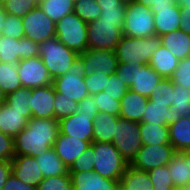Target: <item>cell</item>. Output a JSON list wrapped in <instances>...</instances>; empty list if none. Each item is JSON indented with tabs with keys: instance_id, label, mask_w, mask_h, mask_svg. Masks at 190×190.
<instances>
[{
	"instance_id": "1",
	"label": "cell",
	"mask_w": 190,
	"mask_h": 190,
	"mask_svg": "<svg viewBox=\"0 0 190 190\" xmlns=\"http://www.w3.org/2000/svg\"><path fill=\"white\" fill-rule=\"evenodd\" d=\"M59 132L58 120L32 117L27 126L14 137V155H40L53 148Z\"/></svg>"
},
{
	"instance_id": "2",
	"label": "cell",
	"mask_w": 190,
	"mask_h": 190,
	"mask_svg": "<svg viewBox=\"0 0 190 190\" xmlns=\"http://www.w3.org/2000/svg\"><path fill=\"white\" fill-rule=\"evenodd\" d=\"M160 46V38L156 34L146 38L123 35L115 50L118 63L149 64L151 56Z\"/></svg>"
},
{
	"instance_id": "3",
	"label": "cell",
	"mask_w": 190,
	"mask_h": 190,
	"mask_svg": "<svg viewBox=\"0 0 190 190\" xmlns=\"http://www.w3.org/2000/svg\"><path fill=\"white\" fill-rule=\"evenodd\" d=\"M39 57L54 80L67 73L79 54L67 48L55 36L40 44Z\"/></svg>"
},
{
	"instance_id": "4",
	"label": "cell",
	"mask_w": 190,
	"mask_h": 190,
	"mask_svg": "<svg viewBox=\"0 0 190 190\" xmlns=\"http://www.w3.org/2000/svg\"><path fill=\"white\" fill-rule=\"evenodd\" d=\"M94 151V172L104 178L119 181L129 164L112 143L92 142Z\"/></svg>"
},
{
	"instance_id": "5",
	"label": "cell",
	"mask_w": 190,
	"mask_h": 190,
	"mask_svg": "<svg viewBox=\"0 0 190 190\" xmlns=\"http://www.w3.org/2000/svg\"><path fill=\"white\" fill-rule=\"evenodd\" d=\"M88 24L74 12L56 22V38L78 54L88 50Z\"/></svg>"
},
{
	"instance_id": "6",
	"label": "cell",
	"mask_w": 190,
	"mask_h": 190,
	"mask_svg": "<svg viewBox=\"0 0 190 190\" xmlns=\"http://www.w3.org/2000/svg\"><path fill=\"white\" fill-rule=\"evenodd\" d=\"M154 13L135 0L126 2L123 35L146 38L155 34Z\"/></svg>"
},
{
	"instance_id": "7",
	"label": "cell",
	"mask_w": 190,
	"mask_h": 190,
	"mask_svg": "<svg viewBox=\"0 0 190 190\" xmlns=\"http://www.w3.org/2000/svg\"><path fill=\"white\" fill-rule=\"evenodd\" d=\"M115 126L111 143L120 152L125 161L130 164L142 148L139 122L129 121L119 117Z\"/></svg>"
},
{
	"instance_id": "8",
	"label": "cell",
	"mask_w": 190,
	"mask_h": 190,
	"mask_svg": "<svg viewBox=\"0 0 190 190\" xmlns=\"http://www.w3.org/2000/svg\"><path fill=\"white\" fill-rule=\"evenodd\" d=\"M84 64L78 57L66 74L61 75L53 80L56 93L63 94L64 97L80 102L87 97L88 89L84 82Z\"/></svg>"
},
{
	"instance_id": "9",
	"label": "cell",
	"mask_w": 190,
	"mask_h": 190,
	"mask_svg": "<svg viewBox=\"0 0 190 190\" xmlns=\"http://www.w3.org/2000/svg\"><path fill=\"white\" fill-rule=\"evenodd\" d=\"M88 50L90 49H113L123 37V26L120 23L104 22L96 19L88 23Z\"/></svg>"
},
{
	"instance_id": "10",
	"label": "cell",
	"mask_w": 190,
	"mask_h": 190,
	"mask_svg": "<svg viewBox=\"0 0 190 190\" xmlns=\"http://www.w3.org/2000/svg\"><path fill=\"white\" fill-rule=\"evenodd\" d=\"M24 37L36 43H43L56 36V23L44 11L36 7L22 18Z\"/></svg>"
},
{
	"instance_id": "11",
	"label": "cell",
	"mask_w": 190,
	"mask_h": 190,
	"mask_svg": "<svg viewBox=\"0 0 190 190\" xmlns=\"http://www.w3.org/2000/svg\"><path fill=\"white\" fill-rule=\"evenodd\" d=\"M177 152L172 144L142 145L137 156L129 164L130 167L146 171L167 165Z\"/></svg>"
},
{
	"instance_id": "12",
	"label": "cell",
	"mask_w": 190,
	"mask_h": 190,
	"mask_svg": "<svg viewBox=\"0 0 190 190\" xmlns=\"http://www.w3.org/2000/svg\"><path fill=\"white\" fill-rule=\"evenodd\" d=\"M17 68L22 87L33 89L53 84V79L39 56L20 60Z\"/></svg>"
},
{
	"instance_id": "13",
	"label": "cell",
	"mask_w": 190,
	"mask_h": 190,
	"mask_svg": "<svg viewBox=\"0 0 190 190\" xmlns=\"http://www.w3.org/2000/svg\"><path fill=\"white\" fill-rule=\"evenodd\" d=\"M79 57L85 67L84 76L96 72L113 74L118 66L117 54L113 49H90L79 54Z\"/></svg>"
},
{
	"instance_id": "14",
	"label": "cell",
	"mask_w": 190,
	"mask_h": 190,
	"mask_svg": "<svg viewBox=\"0 0 190 190\" xmlns=\"http://www.w3.org/2000/svg\"><path fill=\"white\" fill-rule=\"evenodd\" d=\"M95 116L73 114L59 120L61 134L72 138L93 142Z\"/></svg>"
},
{
	"instance_id": "15",
	"label": "cell",
	"mask_w": 190,
	"mask_h": 190,
	"mask_svg": "<svg viewBox=\"0 0 190 190\" xmlns=\"http://www.w3.org/2000/svg\"><path fill=\"white\" fill-rule=\"evenodd\" d=\"M55 97L56 90L53 84L33 88L32 98H30V110L32 112V117L54 119Z\"/></svg>"
},
{
	"instance_id": "16",
	"label": "cell",
	"mask_w": 190,
	"mask_h": 190,
	"mask_svg": "<svg viewBox=\"0 0 190 190\" xmlns=\"http://www.w3.org/2000/svg\"><path fill=\"white\" fill-rule=\"evenodd\" d=\"M32 118V112L18 111L6 102L0 104V131L11 137H15L28 124Z\"/></svg>"
},
{
	"instance_id": "17",
	"label": "cell",
	"mask_w": 190,
	"mask_h": 190,
	"mask_svg": "<svg viewBox=\"0 0 190 190\" xmlns=\"http://www.w3.org/2000/svg\"><path fill=\"white\" fill-rule=\"evenodd\" d=\"M12 174L21 182L34 187L44 178L36 159L27 155L13 157Z\"/></svg>"
},
{
	"instance_id": "18",
	"label": "cell",
	"mask_w": 190,
	"mask_h": 190,
	"mask_svg": "<svg viewBox=\"0 0 190 190\" xmlns=\"http://www.w3.org/2000/svg\"><path fill=\"white\" fill-rule=\"evenodd\" d=\"M72 190H116L119 181L102 177L93 172H69Z\"/></svg>"
},
{
	"instance_id": "19",
	"label": "cell",
	"mask_w": 190,
	"mask_h": 190,
	"mask_svg": "<svg viewBox=\"0 0 190 190\" xmlns=\"http://www.w3.org/2000/svg\"><path fill=\"white\" fill-rule=\"evenodd\" d=\"M90 145L89 141L72 138L59 132L53 149L62 162L69 168Z\"/></svg>"
},
{
	"instance_id": "20",
	"label": "cell",
	"mask_w": 190,
	"mask_h": 190,
	"mask_svg": "<svg viewBox=\"0 0 190 190\" xmlns=\"http://www.w3.org/2000/svg\"><path fill=\"white\" fill-rule=\"evenodd\" d=\"M149 98L128 89L125 96L121 99L119 117L135 122H141L144 111L146 110Z\"/></svg>"
},
{
	"instance_id": "21",
	"label": "cell",
	"mask_w": 190,
	"mask_h": 190,
	"mask_svg": "<svg viewBox=\"0 0 190 190\" xmlns=\"http://www.w3.org/2000/svg\"><path fill=\"white\" fill-rule=\"evenodd\" d=\"M154 22L155 34L159 37L172 31L180 30L181 14L179 5L176 4L174 7L156 8Z\"/></svg>"
},
{
	"instance_id": "22",
	"label": "cell",
	"mask_w": 190,
	"mask_h": 190,
	"mask_svg": "<svg viewBox=\"0 0 190 190\" xmlns=\"http://www.w3.org/2000/svg\"><path fill=\"white\" fill-rule=\"evenodd\" d=\"M161 79L162 77L149 64L141 65L140 68L136 69L135 82L130 87V90L150 98L153 94V89Z\"/></svg>"
},
{
	"instance_id": "23",
	"label": "cell",
	"mask_w": 190,
	"mask_h": 190,
	"mask_svg": "<svg viewBox=\"0 0 190 190\" xmlns=\"http://www.w3.org/2000/svg\"><path fill=\"white\" fill-rule=\"evenodd\" d=\"M179 119V114L172 112L166 104L154 103L150 99L147 102L142 121L140 123H150L160 126H169Z\"/></svg>"
},
{
	"instance_id": "24",
	"label": "cell",
	"mask_w": 190,
	"mask_h": 190,
	"mask_svg": "<svg viewBox=\"0 0 190 190\" xmlns=\"http://www.w3.org/2000/svg\"><path fill=\"white\" fill-rule=\"evenodd\" d=\"M161 45L166 47L179 60L190 57V35L181 30L160 36Z\"/></svg>"
},
{
	"instance_id": "25",
	"label": "cell",
	"mask_w": 190,
	"mask_h": 190,
	"mask_svg": "<svg viewBox=\"0 0 190 190\" xmlns=\"http://www.w3.org/2000/svg\"><path fill=\"white\" fill-rule=\"evenodd\" d=\"M44 178L66 175L69 168L57 156L55 150L50 148L34 157Z\"/></svg>"
},
{
	"instance_id": "26",
	"label": "cell",
	"mask_w": 190,
	"mask_h": 190,
	"mask_svg": "<svg viewBox=\"0 0 190 190\" xmlns=\"http://www.w3.org/2000/svg\"><path fill=\"white\" fill-rule=\"evenodd\" d=\"M177 59L166 47L161 45L151 56L149 65L162 77L171 78L179 64Z\"/></svg>"
},
{
	"instance_id": "27",
	"label": "cell",
	"mask_w": 190,
	"mask_h": 190,
	"mask_svg": "<svg viewBox=\"0 0 190 190\" xmlns=\"http://www.w3.org/2000/svg\"><path fill=\"white\" fill-rule=\"evenodd\" d=\"M168 127L169 140L175 151L190 150V117L179 118Z\"/></svg>"
},
{
	"instance_id": "28",
	"label": "cell",
	"mask_w": 190,
	"mask_h": 190,
	"mask_svg": "<svg viewBox=\"0 0 190 190\" xmlns=\"http://www.w3.org/2000/svg\"><path fill=\"white\" fill-rule=\"evenodd\" d=\"M119 116L99 112L94 119L93 142L111 143Z\"/></svg>"
},
{
	"instance_id": "29",
	"label": "cell",
	"mask_w": 190,
	"mask_h": 190,
	"mask_svg": "<svg viewBox=\"0 0 190 190\" xmlns=\"http://www.w3.org/2000/svg\"><path fill=\"white\" fill-rule=\"evenodd\" d=\"M119 187L123 190H153L148 172L136 170L130 166L119 180Z\"/></svg>"
},
{
	"instance_id": "30",
	"label": "cell",
	"mask_w": 190,
	"mask_h": 190,
	"mask_svg": "<svg viewBox=\"0 0 190 190\" xmlns=\"http://www.w3.org/2000/svg\"><path fill=\"white\" fill-rule=\"evenodd\" d=\"M142 145L170 144L169 127L150 123H139Z\"/></svg>"
},
{
	"instance_id": "31",
	"label": "cell",
	"mask_w": 190,
	"mask_h": 190,
	"mask_svg": "<svg viewBox=\"0 0 190 190\" xmlns=\"http://www.w3.org/2000/svg\"><path fill=\"white\" fill-rule=\"evenodd\" d=\"M169 177L171 178L176 189H181L190 181V168L186 164L185 158L177 152L167 164Z\"/></svg>"
},
{
	"instance_id": "32",
	"label": "cell",
	"mask_w": 190,
	"mask_h": 190,
	"mask_svg": "<svg viewBox=\"0 0 190 190\" xmlns=\"http://www.w3.org/2000/svg\"><path fill=\"white\" fill-rule=\"evenodd\" d=\"M22 60V38L0 35V62L18 64Z\"/></svg>"
},
{
	"instance_id": "33",
	"label": "cell",
	"mask_w": 190,
	"mask_h": 190,
	"mask_svg": "<svg viewBox=\"0 0 190 190\" xmlns=\"http://www.w3.org/2000/svg\"><path fill=\"white\" fill-rule=\"evenodd\" d=\"M38 7L55 23L74 12V3L71 0H43L38 3Z\"/></svg>"
},
{
	"instance_id": "34",
	"label": "cell",
	"mask_w": 190,
	"mask_h": 190,
	"mask_svg": "<svg viewBox=\"0 0 190 190\" xmlns=\"http://www.w3.org/2000/svg\"><path fill=\"white\" fill-rule=\"evenodd\" d=\"M22 87L17 64L0 62V88L6 95Z\"/></svg>"
},
{
	"instance_id": "35",
	"label": "cell",
	"mask_w": 190,
	"mask_h": 190,
	"mask_svg": "<svg viewBox=\"0 0 190 190\" xmlns=\"http://www.w3.org/2000/svg\"><path fill=\"white\" fill-rule=\"evenodd\" d=\"M179 118L190 117V89L174 85L173 103L169 107Z\"/></svg>"
},
{
	"instance_id": "36",
	"label": "cell",
	"mask_w": 190,
	"mask_h": 190,
	"mask_svg": "<svg viewBox=\"0 0 190 190\" xmlns=\"http://www.w3.org/2000/svg\"><path fill=\"white\" fill-rule=\"evenodd\" d=\"M174 83L170 78H162L153 89V94L149 98L154 103L166 104L170 107L173 103Z\"/></svg>"
},
{
	"instance_id": "37",
	"label": "cell",
	"mask_w": 190,
	"mask_h": 190,
	"mask_svg": "<svg viewBox=\"0 0 190 190\" xmlns=\"http://www.w3.org/2000/svg\"><path fill=\"white\" fill-rule=\"evenodd\" d=\"M30 98H32V89L20 87L16 91L6 95V103L18 111L31 112Z\"/></svg>"
},
{
	"instance_id": "38",
	"label": "cell",
	"mask_w": 190,
	"mask_h": 190,
	"mask_svg": "<svg viewBox=\"0 0 190 190\" xmlns=\"http://www.w3.org/2000/svg\"><path fill=\"white\" fill-rule=\"evenodd\" d=\"M101 11L95 0H80L74 3V13L87 24L98 19Z\"/></svg>"
},
{
	"instance_id": "39",
	"label": "cell",
	"mask_w": 190,
	"mask_h": 190,
	"mask_svg": "<svg viewBox=\"0 0 190 190\" xmlns=\"http://www.w3.org/2000/svg\"><path fill=\"white\" fill-rule=\"evenodd\" d=\"M153 190H176L171 178L169 177L168 166H160L148 171Z\"/></svg>"
},
{
	"instance_id": "40",
	"label": "cell",
	"mask_w": 190,
	"mask_h": 190,
	"mask_svg": "<svg viewBox=\"0 0 190 190\" xmlns=\"http://www.w3.org/2000/svg\"><path fill=\"white\" fill-rule=\"evenodd\" d=\"M7 14L23 18L38 7L36 0H6L2 5Z\"/></svg>"
},
{
	"instance_id": "41",
	"label": "cell",
	"mask_w": 190,
	"mask_h": 190,
	"mask_svg": "<svg viewBox=\"0 0 190 190\" xmlns=\"http://www.w3.org/2000/svg\"><path fill=\"white\" fill-rule=\"evenodd\" d=\"M77 107L78 102L64 97L63 94L56 93L54 100V119L59 121L62 118L75 114Z\"/></svg>"
},
{
	"instance_id": "42",
	"label": "cell",
	"mask_w": 190,
	"mask_h": 190,
	"mask_svg": "<svg viewBox=\"0 0 190 190\" xmlns=\"http://www.w3.org/2000/svg\"><path fill=\"white\" fill-rule=\"evenodd\" d=\"M93 99L96 106L98 107L99 112L119 116L121 107L120 101L114 100L112 96L106 94L103 91L93 95Z\"/></svg>"
},
{
	"instance_id": "43",
	"label": "cell",
	"mask_w": 190,
	"mask_h": 190,
	"mask_svg": "<svg viewBox=\"0 0 190 190\" xmlns=\"http://www.w3.org/2000/svg\"><path fill=\"white\" fill-rule=\"evenodd\" d=\"M37 190H72V181L69 173L66 175L43 178L36 187Z\"/></svg>"
},
{
	"instance_id": "44",
	"label": "cell",
	"mask_w": 190,
	"mask_h": 190,
	"mask_svg": "<svg viewBox=\"0 0 190 190\" xmlns=\"http://www.w3.org/2000/svg\"><path fill=\"white\" fill-rule=\"evenodd\" d=\"M94 151L90 145L69 167V172H93L94 171Z\"/></svg>"
},
{
	"instance_id": "45",
	"label": "cell",
	"mask_w": 190,
	"mask_h": 190,
	"mask_svg": "<svg viewBox=\"0 0 190 190\" xmlns=\"http://www.w3.org/2000/svg\"><path fill=\"white\" fill-rule=\"evenodd\" d=\"M1 35L21 39L24 38V27L21 17L7 14L4 21V29Z\"/></svg>"
},
{
	"instance_id": "46",
	"label": "cell",
	"mask_w": 190,
	"mask_h": 190,
	"mask_svg": "<svg viewBox=\"0 0 190 190\" xmlns=\"http://www.w3.org/2000/svg\"><path fill=\"white\" fill-rule=\"evenodd\" d=\"M170 79L174 85L190 89V57L179 61L177 69Z\"/></svg>"
},
{
	"instance_id": "47",
	"label": "cell",
	"mask_w": 190,
	"mask_h": 190,
	"mask_svg": "<svg viewBox=\"0 0 190 190\" xmlns=\"http://www.w3.org/2000/svg\"><path fill=\"white\" fill-rule=\"evenodd\" d=\"M110 74L96 72L89 76H84V82L88 89L89 95H95L103 91L106 88L107 81Z\"/></svg>"
},
{
	"instance_id": "48",
	"label": "cell",
	"mask_w": 190,
	"mask_h": 190,
	"mask_svg": "<svg viewBox=\"0 0 190 190\" xmlns=\"http://www.w3.org/2000/svg\"><path fill=\"white\" fill-rule=\"evenodd\" d=\"M128 88L123 83V80L113 73L110 74L109 80L107 81L106 88L103 90L106 94L112 96L114 100L121 101V99L127 93Z\"/></svg>"
},
{
	"instance_id": "49",
	"label": "cell",
	"mask_w": 190,
	"mask_h": 190,
	"mask_svg": "<svg viewBox=\"0 0 190 190\" xmlns=\"http://www.w3.org/2000/svg\"><path fill=\"white\" fill-rule=\"evenodd\" d=\"M140 67V64L118 63L115 74L118 76V78L122 79L123 83L128 89H130V87L135 82L136 69Z\"/></svg>"
},
{
	"instance_id": "50",
	"label": "cell",
	"mask_w": 190,
	"mask_h": 190,
	"mask_svg": "<svg viewBox=\"0 0 190 190\" xmlns=\"http://www.w3.org/2000/svg\"><path fill=\"white\" fill-rule=\"evenodd\" d=\"M126 3H122L117 8H110L101 11L99 19L109 23H120L124 27L125 23Z\"/></svg>"
},
{
	"instance_id": "51",
	"label": "cell",
	"mask_w": 190,
	"mask_h": 190,
	"mask_svg": "<svg viewBox=\"0 0 190 190\" xmlns=\"http://www.w3.org/2000/svg\"><path fill=\"white\" fill-rule=\"evenodd\" d=\"M14 138L0 131V160H13Z\"/></svg>"
},
{
	"instance_id": "52",
	"label": "cell",
	"mask_w": 190,
	"mask_h": 190,
	"mask_svg": "<svg viewBox=\"0 0 190 190\" xmlns=\"http://www.w3.org/2000/svg\"><path fill=\"white\" fill-rule=\"evenodd\" d=\"M99 113L98 107L96 106L93 95H88L78 102V107L75 114L86 115V116H96Z\"/></svg>"
},
{
	"instance_id": "53",
	"label": "cell",
	"mask_w": 190,
	"mask_h": 190,
	"mask_svg": "<svg viewBox=\"0 0 190 190\" xmlns=\"http://www.w3.org/2000/svg\"><path fill=\"white\" fill-rule=\"evenodd\" d=\"M40 44L30 39L22 38V60L39 56Z\"/></svg>"
},
{
	"instance_id": "54",
	"label": "cell",
	"mask_w": 190,
	"mask_h": 190,
	"mask_svg": "<svg viewBox=\"0 0 190 190\" xmlns=\"http://www.w3.org/2000/svg\"><path fill=\"white\" fill-rule=\"evenodd\" d=\"M139 4L150 8L153 13H156V8L174 7L177 0H135Z\"/></svg>"
},
{
	"instance_id": "55",
	"label": "cell",
	"mask_w": 190,
	"mask_h": 190,
	"mask_svg": "<svg viewBox=\"0 0 190 190\" xmlns=\"http://www.w3.org/2000/svg\"><path fill=\"white\" fill-rule=\"evenodd\" d=\"M3 190H37V188L21 182L13 174H11Z\"/></svg>"
},
{
	"instance_id": "56",
	"label": "cell",
	"mask_w": 190,
	"mask_h": 190,
	"mask_svg": "<svg viewBox=\"0 0 190 190\" xmlns=\"http://www.w3.org/2000/svg\"><path fill=\"white\" fill-rule=\"evenodd\" d=\"M11 174L12 160H0V190H3Z\"/></svg>"
},
{
	"instance_id": "57",
	"label": "cell",
	"mask_w": 190,
	"mask_h": 190,
	"mask_svg": "<svg viewBox=\"0 0 190 190\" xmlns=\"http://www.w3.org/2000/svg\"><path fill=\"white\" fill-rule=\"evenodd\" d=\"M181 26L180 30L190 35V8L180 7Z\"/></svg>"
},
{
	"instance_id": "58",
	"label": "cell",
	"mask_w": 190,
	"mask_h": 190,
	"mask_svg": "<svg viewBox=\"0 0 190 190\" xmlns=\"http://www.w3.org/2000/svg\"><path fill=\"white\" fill-rule=\"evenodd\" d=\"M95 1L99 5L102 11L110 8H117L123 3L122 0H95Z\"/></svg>"
},
{
	"instance_id": "59",
	"label": "cell",
	"mask_w": 190,
	"mask_h": 190,
	"mask_svg": "<svg viewBox=\"0 0 190 190\" xmlns=\"http://www.w3.org/2000/svg\"><path fill=\"white\" fill-rule=\"evenodd\" d=\"M6 11L4 10L3 6L0 5V35L2 33V30L4 29V21L6 18Z\"/></svg>"
},
{
	"instance_id": "60",
	"label": "cell",
	"mask_w": 190,
	"mask_h": 190,
	"mask_svg": "<svg viewBox=\"0 0 190 190\" xmlns=\"http://www.w3.org/2000/svg\"><path fill=\"white\" fill-rule=\"evenodd\" d=\"M186 160V164H188L190 168V150H184L179 152Z\"/></svg>"
},
{
	"instance_id": "61",
	"label": "cell",
	"mask_w": 190,
	"mask_h": 190,
	"mask_svg": "<svg viewBox=\"0 0 190 190\" xmlns=\"http://www.w3.org/2000/svg\"><path fill=\"white\" fill-rule=\"evenodd\" d=\"M177 4L182 8H190V0H177Z\"/></svg>"
},
{
	"instance_id": "62",
	"label": "cell",
	"mask_w": 190,
	"mask_h": 190,
	"mask_svg": "<svg viewBox=\"0 0 190 190\" xmlns=\"http://www.w3.org/2000/svg\"><path fill=\"white\" fill-rule=\"evenodd\" d=\"M5 101H6V94L4 93L2 88H0V104L4 103Z\"/></svg>"
},
{
	"instance_id": "63",
	"label": "cell",
	"mask_w": 190,
	"mask_h": 190,
	"mask_svg": "<svg viewBox=\"0 0 190 190\" xmlns=\"http://www.w3.org/2000/svg\"><path fill=\"white\" fill-rule=\"evenodd\" d=\"M181 190H190V181L187 182V183L185 184V186H183V187L181 188Z\"/></svg>"
},
{
	"instance_id": "64",
	"label": "cell",
	"mask_w": 190,
	"mask_h": 190,
	"mask_svg": "<svg viewBox=\"0 0 190 190\" xmlns=\"http://www.w3.org/2000/svg\"><path fill=\"white\" fill-rule=\"evenodd\" d=\"M6 0H0V5H3Z\"/></svg>"
},
{
	"instance_id": "65",
	"label": "cell",
	"mask_w": 190,
	"mask_h": 190,
	"mask_svg": "<svg viewBox=\"0 0 190 190\" xmlns=\"http://www.w3.org/2000/svg\"><path fill=\"white\" fill-rule=\"evenodd\" d=\"M73 3H77L78 1H80V0H71Z\"/></svg>"
},
{
	"instance_id": "66",
	"label": "cell",
	"mask_w": 190,
	"mask_h": 190,
	"mask_svg": "<svg viewBox=\"0 0 190 190\" xmlns=\"http://www.w3.org/2000/svg\"><path fill=\"white\" fill-rule=\"evenodd\" d=\"M124 3H126V2H130L131 0H122Z\"/></svg>"
}]
</instances>
